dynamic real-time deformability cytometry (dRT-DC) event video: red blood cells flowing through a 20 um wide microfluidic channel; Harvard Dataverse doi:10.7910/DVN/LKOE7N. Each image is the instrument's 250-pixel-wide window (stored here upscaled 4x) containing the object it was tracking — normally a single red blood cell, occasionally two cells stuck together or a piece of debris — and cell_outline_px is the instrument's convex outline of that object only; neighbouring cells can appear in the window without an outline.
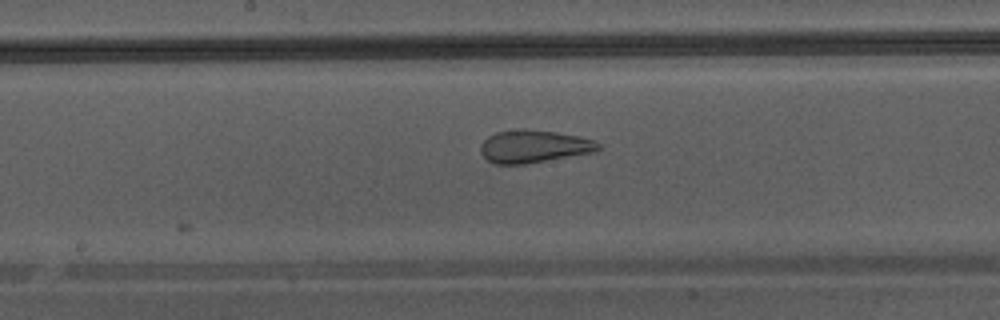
{"species": "Egyptian fruit bat (a non-hibernating species)", "species_latin": "Rousettus aegyptiacus", "temperature_condition": "warm", "stored_images_in_passage": 12, "camera_frame_rate_fps": 3000, "um_per_image_px": 0.085, "animal": {"sex": "male"}, "frame": {"image": 1, "passage_image": 10, "time_ms": 3.0, "image_size_px": [1000, 320], "cell_outline_px": [[600, 148], [596, 152], [524, 164], [496, 164], [488, 160], [480, 152], [480, 144], [488, 136], [496, 132], [556, 132], [576, 136], [592, 140], [600, 144]], "centroid_in_image_um": [45.38, 12.49], "position_along_channel_um": 202.8, "area_um2": 21.5}}